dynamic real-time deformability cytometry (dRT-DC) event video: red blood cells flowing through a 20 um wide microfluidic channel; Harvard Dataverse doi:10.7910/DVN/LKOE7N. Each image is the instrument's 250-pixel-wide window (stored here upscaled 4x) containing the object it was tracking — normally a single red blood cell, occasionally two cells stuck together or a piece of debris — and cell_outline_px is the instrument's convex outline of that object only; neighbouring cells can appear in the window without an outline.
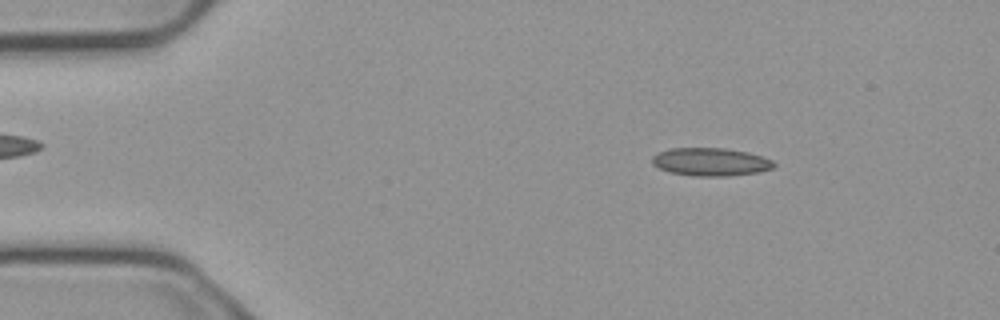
{"species": "common noctule bat (a hibernating species)", "species_latin": "Nyctalus noctula", "temperature_condition": "cold", "stored_images_in_passage": 53, "camera_frame_rate_fps": 3000, "um_per_image_px": 0.085, "animal": {"sex": "male", "body_mass_g": 23.1, "forearm_length_mm": 52.7}, "frame": {"image": 1, "passage_image": 7, "time_ms": 2.0, "image_size_px": [1000, 320], "cell_outline_px": [[776, 164], [772, 168], [760, 172], [728, 176], [692, 176], [668, 172], [652, 164], [652, 156], [668, 148], [724, 148], [748, 152], [772, 160]], "centroid_in_image_um": [60.39, 13.76], "position_along_channel_um": 24.6, "area_um2": 19.94}}
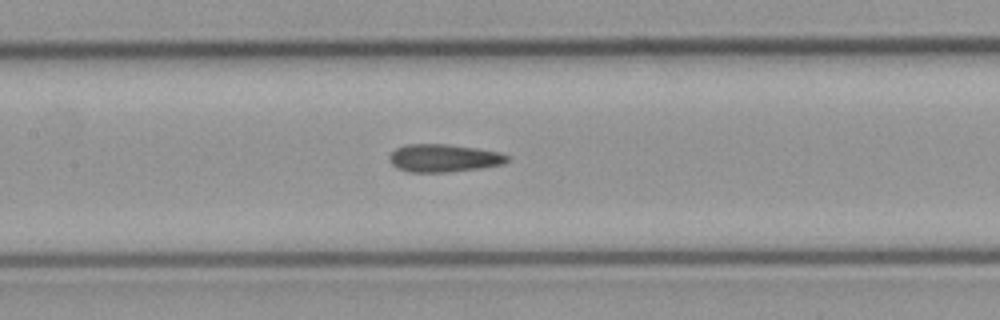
{"frame": {"image": 2, "passage_image": 24, "time_ms": 7.667, "image_size_px": [1000, 320], "cell_outline_px": [[508, 160], [504, 164], [480, 168], [448, 172], [408, 172], [396, 168], [392, 164], [388, 156], [396, 148], [408, 144], [444, 144], [476, 148], [500, 152], [508, 156]], "centroid_in_image_um": [37.7, 13.44], "position_along_channel_um": 169.7, "area_um2": 19.07}}
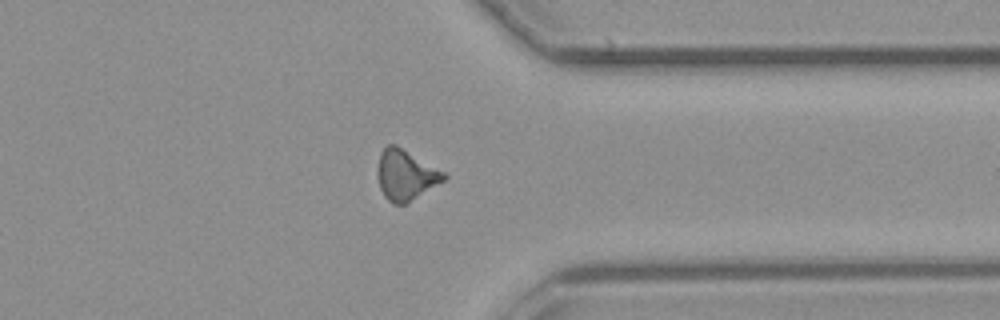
{"frame": {"image": 3, "passage_image": 41, "time_ms": 13.333, "image_size_px": [1000, 320], "cell_outline_px": [[448, 176], [444, 180], [404, 204], [392, 204], [384, 196], [380, 188], [376, 172], [376, 168], [380, 152], [388, 144], [396, 144], [444, 172]], "centroid_in_image_um": [34.43, 14.85], "position_along_channel_um": 377.0, "area_um2": 19.31}, "authors_computed_cell_mechanics": {"area_um2": 18.8428, "velocity_mm_per_s": 3.7623, "shape_relaxation_time_tau1_ms": null, "shape_relaxation_time_tau2_ms": 5.6677, "deformation_change_tau1": null, "deformation_change_tau2": 0.1299}}